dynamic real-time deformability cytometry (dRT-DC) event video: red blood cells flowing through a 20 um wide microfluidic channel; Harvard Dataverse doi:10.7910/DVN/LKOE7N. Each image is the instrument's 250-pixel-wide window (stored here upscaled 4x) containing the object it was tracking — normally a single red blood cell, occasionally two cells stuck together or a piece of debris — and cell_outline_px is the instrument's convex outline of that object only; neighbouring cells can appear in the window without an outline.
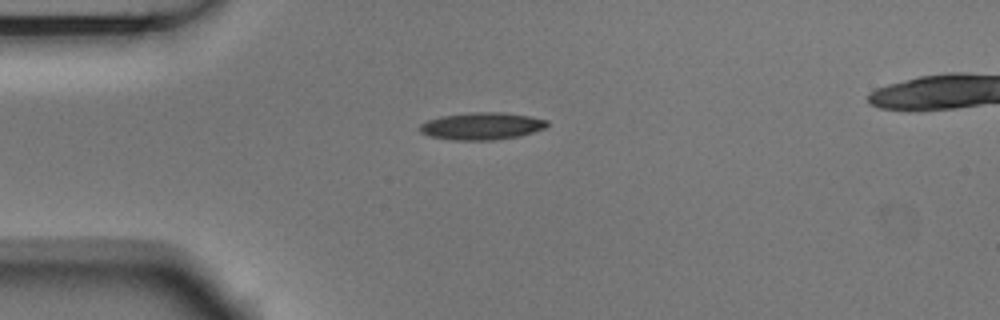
{"species": "Egyptian fruit bat (a non-hibernating species)", "species_latin": "Rousettus aegyptiacus", "temperature_condition": "room temperature", "stored_images_in_passage": 4, "camera_frame_rate_fps": 3000, "um_per_image_px": 0.085, "animal": {"sex": "male"}, "frame": {"image": 1, "passage_image": 3, "time_ms": 0.667, "image_size_px": [1000, 320], "cell_outline_px": [[548, 124], [544, 128], [532, 132], [516, 136], [492, 140], [452, 140], [428, 136], [420, 132], [420, 124], [428, 120], [440, 116], [468, 112], [504, 112], [528, 116], [548, 120]], "centroid_in_image_um": [40.9, 10.71], "position_along_channel_um": 44.1, "area_um2": 20.17}}